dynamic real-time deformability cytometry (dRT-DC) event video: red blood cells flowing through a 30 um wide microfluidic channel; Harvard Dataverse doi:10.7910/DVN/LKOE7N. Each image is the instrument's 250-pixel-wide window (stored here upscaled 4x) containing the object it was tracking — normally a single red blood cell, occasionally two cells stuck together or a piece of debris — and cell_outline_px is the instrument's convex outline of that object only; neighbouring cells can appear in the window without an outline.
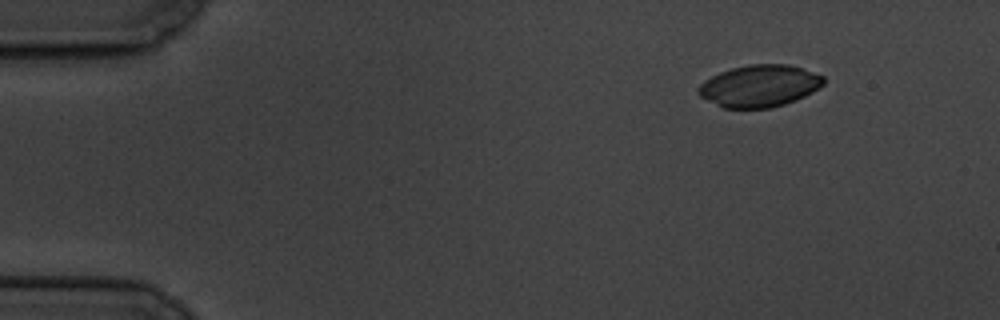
{"species": "common noctule bat (a hibernating species)", "species_latin": "Nyctalus noctula", "temperature_condition": "cold", "stored_images_in_passage": 4, "camera_frame_rate_fps": 3000, "um_per_image_px": 0.085, "animal": {"sex": "male", "body_mass_g": 19.5, "forearm_length_mm": 54.6}, "frame": {"image": 1, "passage_image": 1, "time_ms": 0.0, "image_size_px": [1000, 320], "cell_outline_px": [[824, 84], [812, 92], [796, 100], [772, 108], [724, 108], [700, 96], [696, 92], [696, 88], [704, 80], [720, 72], [732, 68], [748, 64], [788, 64], [824, 76]], "centroid_in_image_um": [64.53, 7.3], "position_along_channel_um": 20.5, "area_um2": 30.58}}